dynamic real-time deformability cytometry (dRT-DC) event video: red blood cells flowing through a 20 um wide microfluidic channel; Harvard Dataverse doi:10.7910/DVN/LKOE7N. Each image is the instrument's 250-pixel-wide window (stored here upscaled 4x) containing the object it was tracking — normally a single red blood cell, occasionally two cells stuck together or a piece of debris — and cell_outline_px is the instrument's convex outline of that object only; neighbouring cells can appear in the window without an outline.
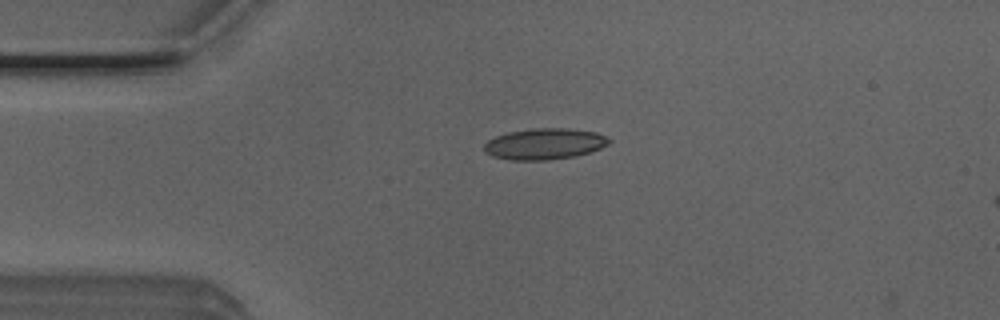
{"species": "Egyptian fruit bat (a non-hibernating species)", "species_latin": "Rousettus aegyptiacus", "temperature_condition": "room temperature", "stored_images_in_passage": 3, "camera_frame_rate_fps": 3000, "um_per_image_px": 0.085, "animal": {"sex": "male"}, "frame": {"image": 1, "passage_image": 1, "time_ms": 0.0, "image_size_px": [1000, 320], "cell_outline_px": [[612, 140], [608, 144], [592, 152], [572, 156], [548, 160], [512, 160], [492, 156], [484, 152], [484, 144], [488, 140], [496, 136], [508, 132], [532, 128], [568, 128], [596, 132]], "centroid_in_image_um": [46.27, 12.23], "position_along_channel_um": 38.7, "area_um2": 22.66}}